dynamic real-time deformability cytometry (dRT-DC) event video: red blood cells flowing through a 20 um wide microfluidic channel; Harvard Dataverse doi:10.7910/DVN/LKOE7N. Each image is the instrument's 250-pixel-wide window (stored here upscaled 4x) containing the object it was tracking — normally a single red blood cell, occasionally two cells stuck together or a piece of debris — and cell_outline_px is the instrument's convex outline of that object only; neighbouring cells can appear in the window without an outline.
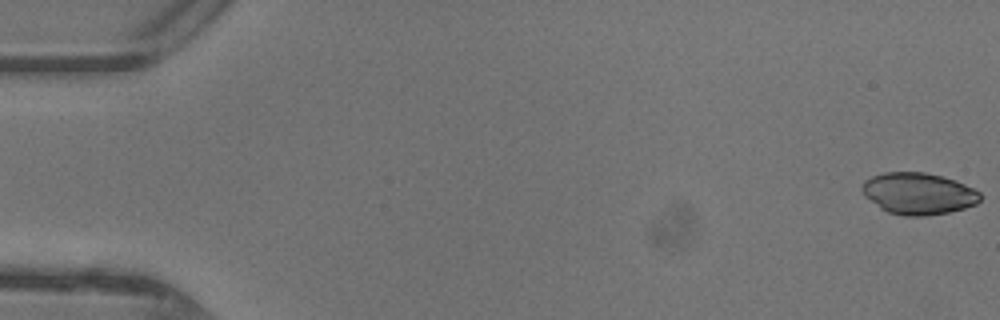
{"species": "common noctule bat (a hibernating species)", "species_latin": "Nyctalus noctula", "temperature_condition": "warm", "stored_images_in_passage": 47, "camera_frame_rate_fps": 3000, "um_per_image_px": 0.085, "animal": {"sex": "female"}, "frame": {"image": 1, "passage_image": 1, "time_ms": 0.0, "image_size_px": [1000, 320], "cell_outline_px": [[980, 200], [976, 204], [964, 208], [948, 212], [924, 216], [904, 216], [888, 212], [880, 208], [864, 196], [860, 188], [864, 180], [872, 176], [884, 172], [924, 172], [956, 180], [980, 192]], "centroid_in_image_um": [78.02, 16.45], "position_along_channel_um": 7.0, "area_um2": 28.73}}
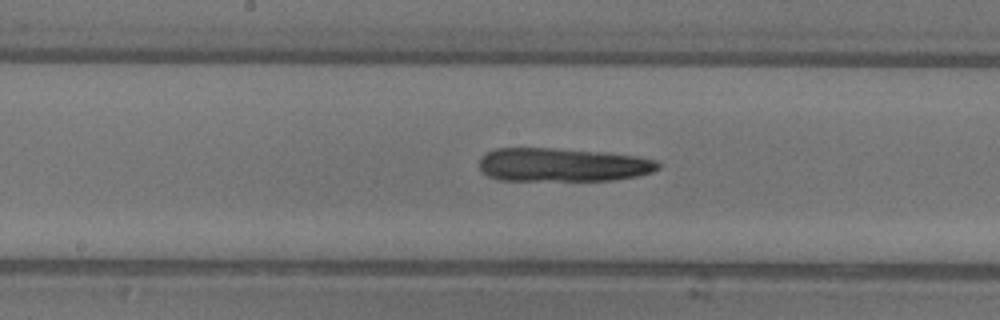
{"frame": {"image": 2, "passage_image": 25, "time_ms": 8.0, "image_size_px": [1000, 320], "cell_outline_px": [[660, 168], [652, 172], [636, 176], [612, 180], [500, 180], [488, 176], [480, 168], [480, 156], [484, 152], [496, 148], [552, 148], [604, 152], [636, 156], [656, 160], [660, 164]], "centroid_in_image_um": [47.8, 14.0], "position_along_channel_um": 200.4, "area_um2": 35.03}}
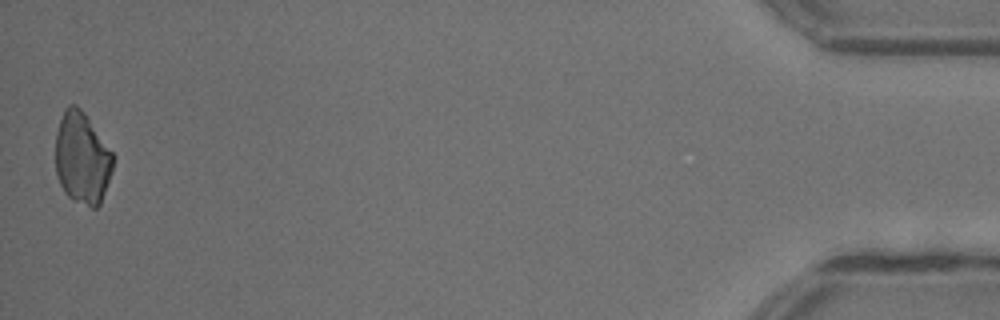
{"frame": {"image": 3, "passage_image": 47, "time_ms": 15.333, "image_size_px": [1000, 320], "cell_outline_px": [[116, 156], [112, 172], [100, 204], [96, 208], [92, 208], [72, 200], [64, 192], [60, 184], [56, 172], [56, 132], [64, 108], [68, 104], [76, 104], [84, 112]], "centroid_in_image_um": [6.99, 13.44], "position_along_channel_um": 428.2, "area_um2": 31.15}}